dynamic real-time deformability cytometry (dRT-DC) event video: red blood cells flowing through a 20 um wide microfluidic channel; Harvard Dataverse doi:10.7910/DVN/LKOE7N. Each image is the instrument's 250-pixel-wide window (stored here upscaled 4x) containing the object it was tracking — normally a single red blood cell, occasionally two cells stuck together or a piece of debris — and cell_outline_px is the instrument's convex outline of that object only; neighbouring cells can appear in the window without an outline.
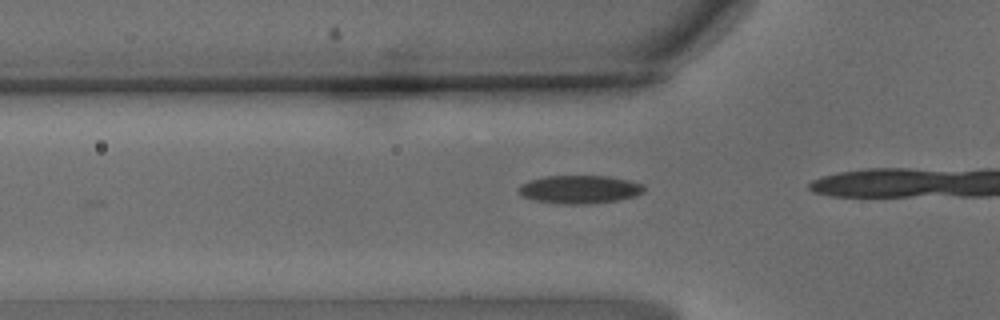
{"species": "common noctule bat (a hibernating species)", "species_latin": "Nyctalus noctula", "temperature_condition": "warm", "stored_images_in_passage": 19, "camera_frame_rate_fps": 3000, "um_per_image_px": 0.085, "animal": {"sex": "male", "body_mass_g": 15.6}, "frame": {"image": 1, "passage_image": 14, "time_ms": 4.333, "image_size_px": [1000, 320], "cell_outline_px": [[644, 192], [636, 196], [616, 200], [584, 204], [564, 204], [536, 200], [524, 196], [520, 192], [520, 184], [528, 180], [544, 176], [608, 176], [628, 180], [644, 184]], "centroid_in_image_um": [49.3, 16.08], "position_along_channel_um": 76.5, "area_um2": 20.4}}